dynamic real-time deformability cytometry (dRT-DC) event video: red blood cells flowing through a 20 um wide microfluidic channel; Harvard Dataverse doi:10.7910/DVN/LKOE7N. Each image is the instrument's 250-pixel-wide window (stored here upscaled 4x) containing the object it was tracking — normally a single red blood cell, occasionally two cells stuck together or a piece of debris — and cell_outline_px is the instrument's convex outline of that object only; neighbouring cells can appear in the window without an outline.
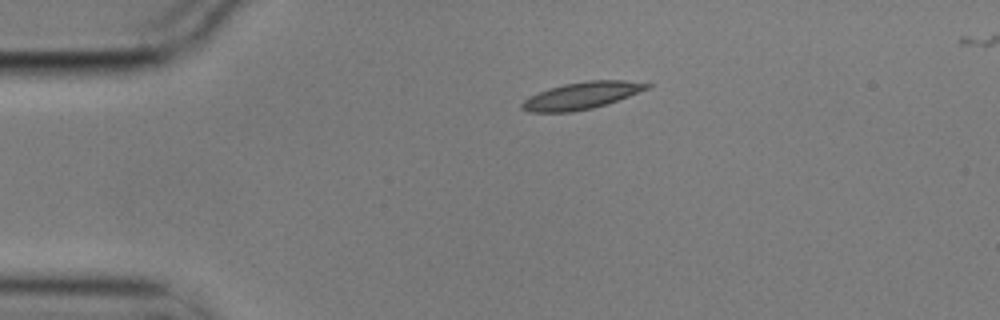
{"species": "common noctule bat (a hibernating species)", "species_latin": "Nyctalus noctula", "temperature_condition": "cold", "stored_images_in_passage": 3, "camera_frame_rate_fps": 3000, "um_per_image_px": 0.085, "animal": {"sex": "male", "body_mass_g": 17.9}, "frame": {"image": 1, "passage_image": 1, "time_ms": 0.0, "image_size_px": [1000, 320], "cell_outline_px": [[652, 84], [648, 88], [608, 104], [592, 108], [572, 112], [528, 112], [520, 108], [520, 104], [528, 96], [548, 88], [564, 84], [588, 80], [624, 80]], "centroid_in_image_um": [49.38, 8.13], "position_along_channel_um": 35.6, "area_um2": 19.71}}